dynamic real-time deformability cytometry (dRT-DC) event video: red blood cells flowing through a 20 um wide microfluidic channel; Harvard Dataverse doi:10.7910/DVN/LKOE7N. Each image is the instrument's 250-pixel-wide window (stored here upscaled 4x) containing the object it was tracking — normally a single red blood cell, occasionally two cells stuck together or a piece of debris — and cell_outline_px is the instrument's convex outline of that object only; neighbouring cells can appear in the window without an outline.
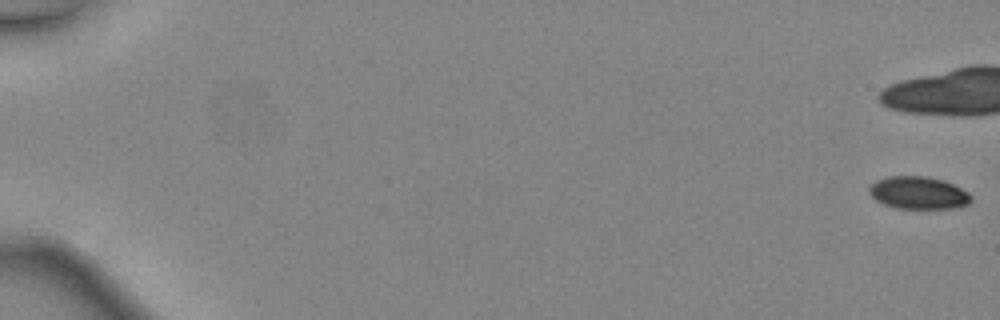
{"species": "common noctule bat (a hibernating species)", "species_latin": "Nyctalus noctula", "temperature_condition": "warm", "stored_images_in_passage": 16, "camera_frame_rate_fps": 3000, "um_per_image_px": 0.085, "animal": {"sex": "female", "body_mass_g": 24.6, "forearm_length_mm": 56.2}, "frame": {"image": 1, "passage_image": 1, "time_ms": 0.0, "image_size_px": [1000, 320], "cell_outline_px": [[972, 200], [968, 204], [952, 208], [896, 208], [884, 204], [876, 200], [868, 192], [868, 188], [876, 180], [888, 176], [928, 176], [944, 180], [968, 192], [972, 196]], "centroid_in_image_um": [78.06, 16.38], "position_along_channel_um": 6.9, "area_um2": 19.31}}